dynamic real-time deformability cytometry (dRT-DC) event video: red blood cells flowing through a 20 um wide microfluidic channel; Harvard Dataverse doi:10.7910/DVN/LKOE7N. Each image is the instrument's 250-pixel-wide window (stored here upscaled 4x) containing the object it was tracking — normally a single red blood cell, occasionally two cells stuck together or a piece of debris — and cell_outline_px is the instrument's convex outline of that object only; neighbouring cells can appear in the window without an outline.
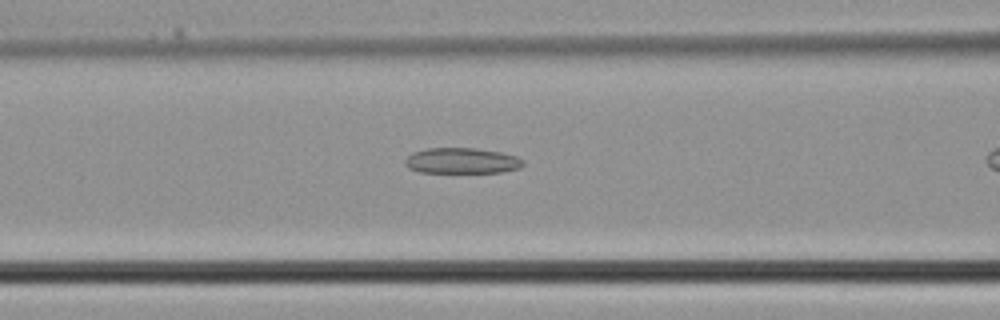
{"species": "common noctule bat (a hibernating species)", "species_latin": "Nyctalus noctula", "temperature_condition": "cold", "stored_images_in_passage": 11, "camera_frame_rate_fps": 3000, "um_per_image_px": 0.085, "animal": {"sex": "male", "body_mass_g": 21.5, "forearm_length_mm": 52.0}, "frame": {"image": 1, "passage_image": 8, "time_ms": 2.333, "image_size_px": [1000, 320], "cell_outline_px": [[524, 164], [520, 168], [500, 172], [420, 172], [408, 168], [404, 164], [404, 160], [412, 152], [428, 148], [476, 148], [500, 152], [516, 156], [524, 160]], "centroid_in_image_um": [39.24, 13.66], "position_along_channel_um": 127.4, "area_um2": 17.69}}
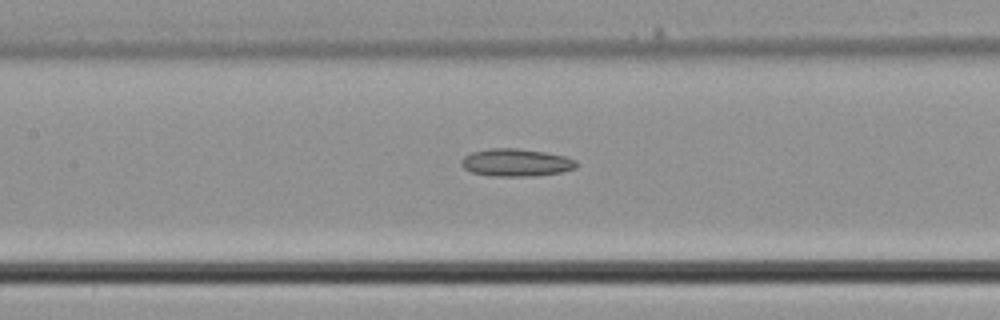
{"frame": {"image": 2, "passage_image": 10, "time_ms": 3.0, "image_size_px": [1000, 320], "cell_outline_px": [[576, 168], [560, 172], [536, 176], [492, 176], [472, 172], [464, 168], [460, 164], [460, 160], [464, 156], [472, 152], [492, 148], [516, 148], [544, 152], [564, 156], [576, 160]], "centroid_in_image_um": [43.84, 13.82], "position_along_channel_um": 163.6, "area_um2": 18.44}}